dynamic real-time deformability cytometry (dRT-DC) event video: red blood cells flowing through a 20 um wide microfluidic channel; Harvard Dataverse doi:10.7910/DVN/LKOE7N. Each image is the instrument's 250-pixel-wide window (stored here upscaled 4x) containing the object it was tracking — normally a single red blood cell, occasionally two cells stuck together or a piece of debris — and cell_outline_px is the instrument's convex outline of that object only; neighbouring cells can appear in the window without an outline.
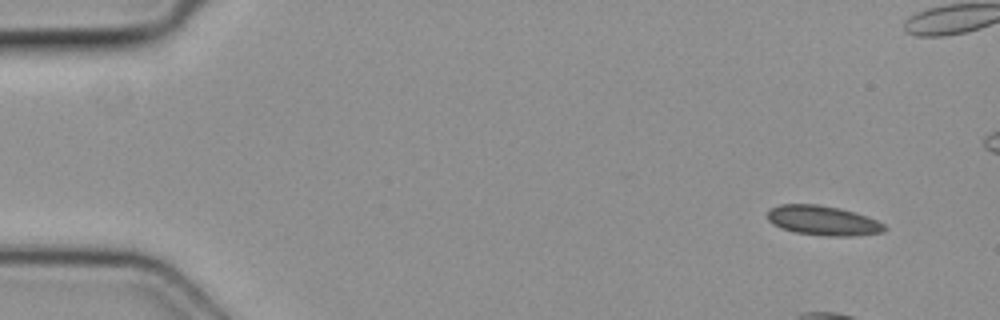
{"species": "common noctule bat (a hibernating species)", "species_latin": "Nyctalus noctula", "temperature_condition": "cold", "stored_images_in_passage": 7, "camera_frame_rate_fps": 3000, "um_per_image_px": 0.085, "animal": {"sex": "female", "body_mass_g": 19.3, "forearm_length_mm": 54.1}, "frame": {"image": 1, "passage_image": 1, "time_ms": 0.0, "image_size_px": [1000, 320], "cell_outline_px": [[888, 228], [884, 232], [852, 236], [824, 236], [796, 232], [780, 228], [772, 224], [768, 220], [768, 208], [780, 204], [816, 204], [840, 208], [876, 220], [884, 224]], "centroid_in_image_um": [69.92, 18.75], "position_along_channel_um": 15.1, "area_um2": 20.23}}